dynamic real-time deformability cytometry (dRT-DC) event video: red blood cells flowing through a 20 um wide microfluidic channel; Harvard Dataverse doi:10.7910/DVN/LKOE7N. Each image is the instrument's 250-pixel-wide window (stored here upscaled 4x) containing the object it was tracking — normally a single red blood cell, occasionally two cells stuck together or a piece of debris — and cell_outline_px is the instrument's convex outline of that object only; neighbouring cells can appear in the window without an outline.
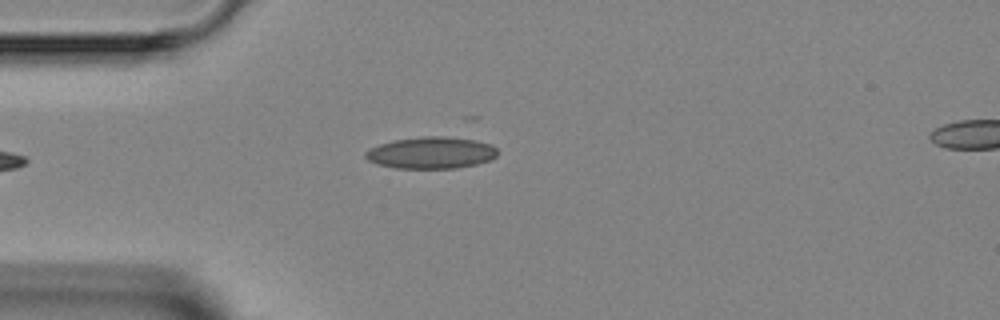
{"species": "Egyptian fruit bat (a non-hibernating species)", "species_latin": "Rousettus aegyptiacus", "temperature_condition": "room temperature", "stored_images_in_passage": 3, "camera_frame_rate_fps": 3000, "um_per_image_px": 0.085, "animal": {"sex": "female"}, "frame": {"image": 1, "passage_image": 3, "time_ms": 2.333, "image_size_px": [1000, 320], "cell_outline_px": [[500, 152], [492, 160], [476, 164], [456, 168], [396, 168], [376, 164], [368, 160], [364, 156], [364, 152], [380, 144], [392, 140], [420, 136], [468, 136], [492, 144]], "centroid_in_image_um": [36.73, 12.96], "position_along_channel_um": 48.3, "area_um2": 25.14}}